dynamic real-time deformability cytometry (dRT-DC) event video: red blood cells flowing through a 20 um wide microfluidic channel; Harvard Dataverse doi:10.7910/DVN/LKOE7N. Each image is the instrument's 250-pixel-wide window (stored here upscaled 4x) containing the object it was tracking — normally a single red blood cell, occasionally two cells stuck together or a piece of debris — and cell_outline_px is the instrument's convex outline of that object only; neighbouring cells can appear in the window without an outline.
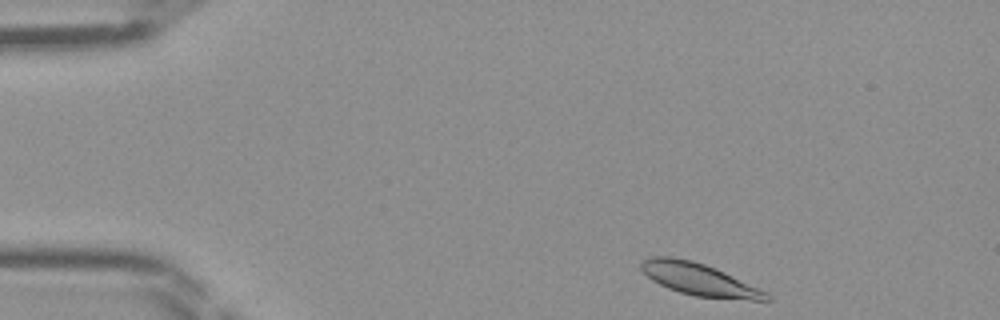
{"species": "Egyptian fruit bat (a non-hibernating species)", "species_latin": "Rousettus aegyptiacus", "temperature_condition": "room temperature", "stored_images_in_passage": 41, "camera_frame_rate_fps": 3000, "um_per_image_px": 0.085, "frame": {"image": 1, "passage_image": 1, "time_ms": 0.0, "image_size_px": [1000, 320], "cell_outline_px": [[772, 300], [752, 300], [696, 296], [680, 292], [668, 288], [652, 280], [640, 268], [640, 264], [644, 260], [652, 256], [672, 256], [692, 260], [716, 268], [768, 292], [772, 296]], "centroid_in_image_um": [59.45, 23.74], "position_along_channel_um": 25.5, "area_um2": 23.41}}
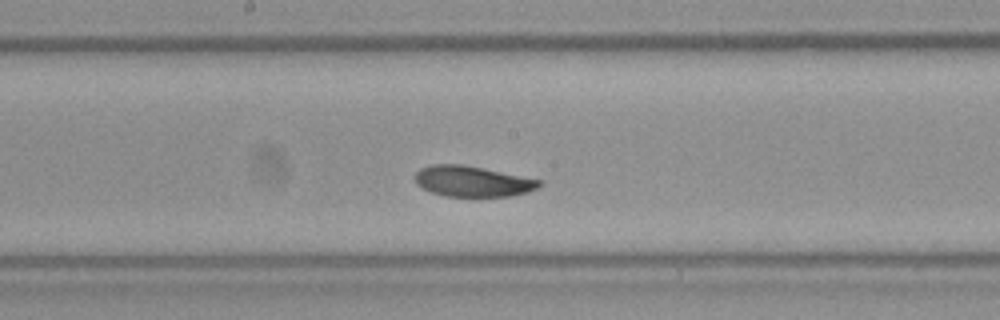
{"frame": {"image": 2, "passage_image": 19, "time_ms": 6.0, "image_size_px": [1000, 320], "cell_outline_px": [[544, 184], [528, 192], [512, 196], [444, 196], [432, 192], [416, 184], [416, 172], [420, 168], [432, 164], [464, 164], [484, 168], [540, 180]], "centroid_in_image_um": [40.16, 15.4], "position_along_channel_um": 208.0, "area_um2": 22.14}}
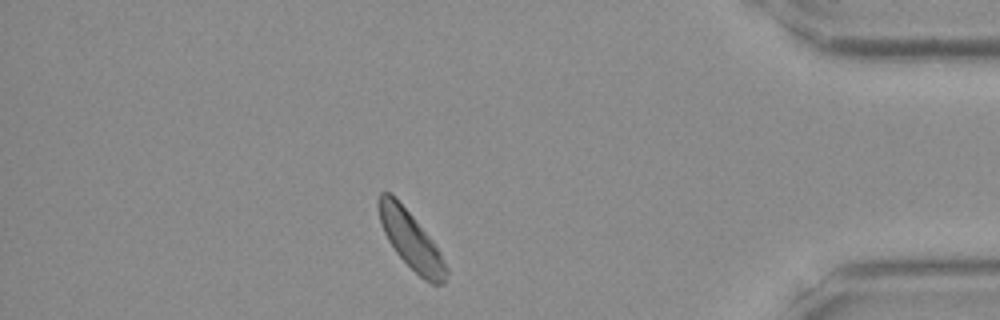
{"frame": {"image": 3, "passage_image": 35, "time_ms": 11.333, "image_size_px": [1000, 320], "cell_outline_px": [[448, 272], [444, 284], [432, 284], [424, 280], [396, 252], [388, 240], [380, 224], [376, 200], [380, 192], [388, 192], [412, 216], [432, 240], [448, 268]], "centroid_in_image_um": [34.91, 20.43], "position_along_channel_um": 400.3, "area_um2": 22.08}}